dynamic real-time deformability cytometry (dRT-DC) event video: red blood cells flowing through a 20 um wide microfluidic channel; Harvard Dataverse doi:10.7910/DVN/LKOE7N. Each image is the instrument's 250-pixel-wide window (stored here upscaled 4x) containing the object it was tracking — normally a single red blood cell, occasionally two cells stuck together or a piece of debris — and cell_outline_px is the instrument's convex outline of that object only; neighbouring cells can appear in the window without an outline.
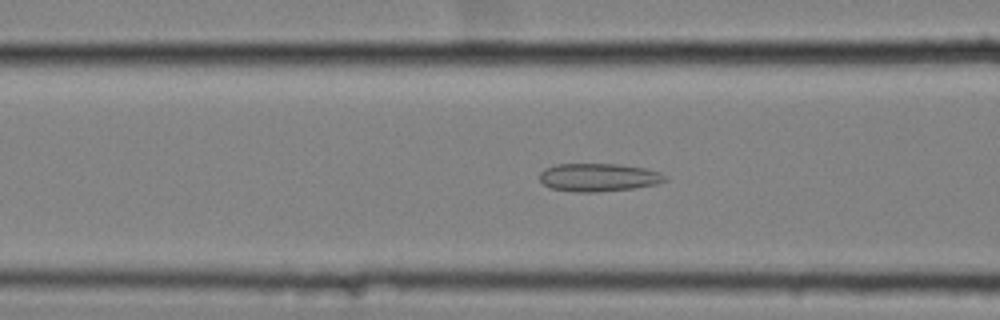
{"species": "common noctule bat (a hibernating species)", "species_latin": "Nyctalus noctula", "temperature_condition": "cold", "stored_images_in_passage": 57, "camera_frame_rate_fps": 3000, "um_per_image_px": 0.085, "animal": {"sex": "female", "body_mass_g": 25.1}, "frame": {"image": 1, "passage_image": 23, "time_ms": 7.333, "image_size_px": [1000, 320], "cell_outline_px": [[668, 180], [656, 184], [636, 188], [596, 192], [576, 192], [552, 188], [544, 184], [540, 180], [540, 172], [544, 168], [556, 164], [620, 164], [644, 168], [660, 172], [668, 176]], "centroid_in_image_um": [50.91, 15.07], "position_along_channel_um": 115.7, "area_um2": 20.63}}
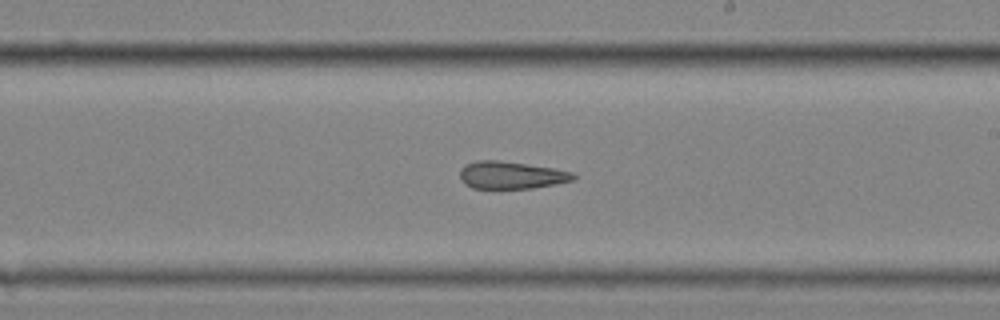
{"frame": {"image": 2, "passage_image": 34, "time_ms": 11.0, "image_size_px": [1000, 320], "cell_outline_px": [[576, 176], [572, 180], [556, 184], [532, 188], [472, 188], [464, 184], [460, 180], [460, 168], [464, 164], [476, 160], [500, 160], [552, 168], [572, 172]], "centroid_in_image_um": [43.39, 14.88], "position_along_channel_um": 245.6, "area_um2": 18.15}}
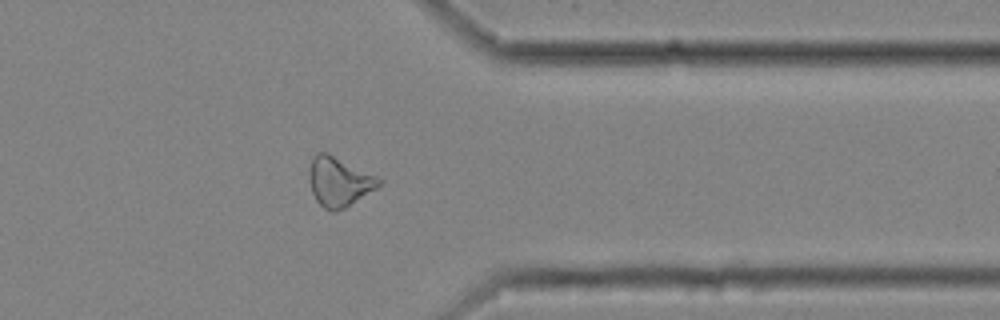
{"frame": {"image": 3, "passage_image": 46, "time_ms": 15.0, "image_size_px": [1000, 320], "cell_outline_px": [[384, 180], [376, 188], [344, 208], [336, 212], [332, 212], [324, 208], [316, 200], [312, 192], [308, 176], [312, 156], [316, 152], [328, 152]], "centroid_in_image_um": [28.79, 15.43], "position_along_channel_um": 382.6, "area_um2": 20.0}}